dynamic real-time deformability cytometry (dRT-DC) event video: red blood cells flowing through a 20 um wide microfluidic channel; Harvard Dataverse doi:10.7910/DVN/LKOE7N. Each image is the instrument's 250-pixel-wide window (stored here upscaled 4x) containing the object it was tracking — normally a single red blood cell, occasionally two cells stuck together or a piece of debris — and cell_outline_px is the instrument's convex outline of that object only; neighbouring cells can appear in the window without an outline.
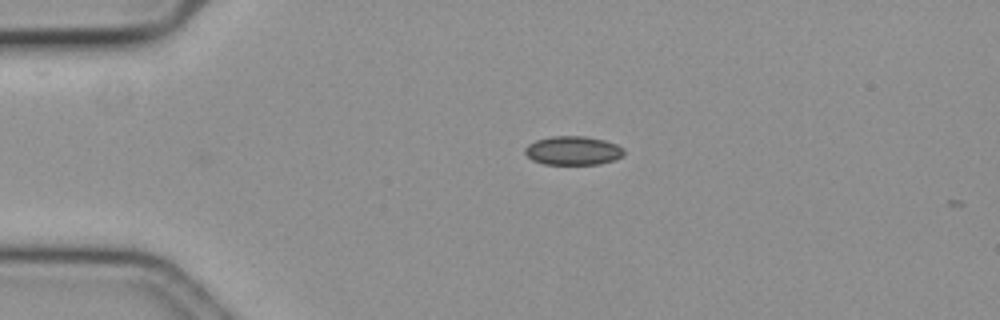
{"species": "common noctule bat (a hibernating species)", "species_latin": "Nyctalus noctula", "temperature_condition": "cold", "stored_images_in_passage": 5, "camera_frame_rate_fps": 3000, "um_per_image_px": 0.085, "animal": {"sex": "female", "body_mass_g": 19.3, "forearm_length_mm": 54.1}, "frame": {"image": 1, "passage_image": 1, "time_ms": 0.0, "image_size_px": [1000, 320], "cell_outline_px": [[624, 156], [600, 164], [544, 164], [532, 160], [524, 152], [524, 148], [528, 144], [536, 140], [552, 136], [584, 136], [604, 140], [616, 144], [624, 148]], "centroid_in_image_um": [48.7, 12.8], "position_along_channel_um": 36.3, "area_um2": 16.65}}